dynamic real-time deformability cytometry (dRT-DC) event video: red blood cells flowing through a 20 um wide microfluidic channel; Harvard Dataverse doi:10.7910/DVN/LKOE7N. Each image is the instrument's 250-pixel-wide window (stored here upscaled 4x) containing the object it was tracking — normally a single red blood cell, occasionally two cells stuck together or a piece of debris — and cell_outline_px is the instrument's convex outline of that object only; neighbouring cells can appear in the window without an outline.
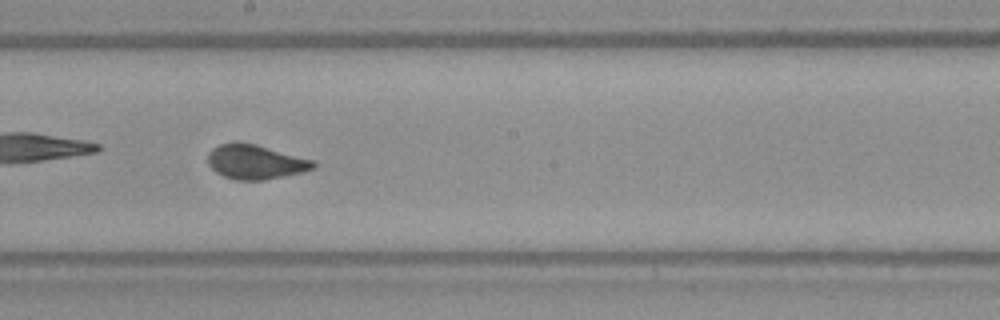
{"species": "Egyptian fruit bat (a non-hibernating species)", "species_latin": "Rousettus aegyptiacus", "temperature_condition": "warm", "stored_images_in_passage": 53, "camera_frame_rate_fps": 3000, "um_per_image_px": 0.085, "frame": {"image": 1, "passage_image": 31, "time_ms": 10.0, "image_size_px": [1000, 320], "cell_outline_px": [[316, 164], [312, 168], [300, 172], [284, 176], [264, 180], [240, 180], [224, 176], [216, 172], [208, 164], [208, 152], [212, 148], [220, 144], [252, 144], [316, 160]], "centroid_in_image_um": [21.71, 13.78], "position_along_channel_um": 226.5, "area_um2": 20.58}}
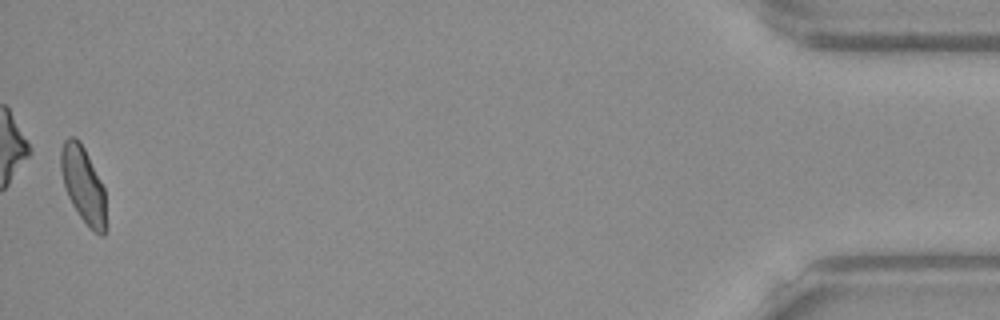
{"frame": {"image": 2, "passage_image": 53, "time_ms": 17.333, "image_size_px": [1000, 320], "cell_outline_px": [[108, 228], [104, 236], [100, 236], [92, 232], [80, 216], [72, 204], [64, 188], [60, 168], [60, 152], [64, 140], [68, 136], [76, 136], [80, 140], [104, 188]], "centroid_in_image_um": [7.09, 15.77], "position_along_channel_um": 428.1, "area_um2": 20.58}}